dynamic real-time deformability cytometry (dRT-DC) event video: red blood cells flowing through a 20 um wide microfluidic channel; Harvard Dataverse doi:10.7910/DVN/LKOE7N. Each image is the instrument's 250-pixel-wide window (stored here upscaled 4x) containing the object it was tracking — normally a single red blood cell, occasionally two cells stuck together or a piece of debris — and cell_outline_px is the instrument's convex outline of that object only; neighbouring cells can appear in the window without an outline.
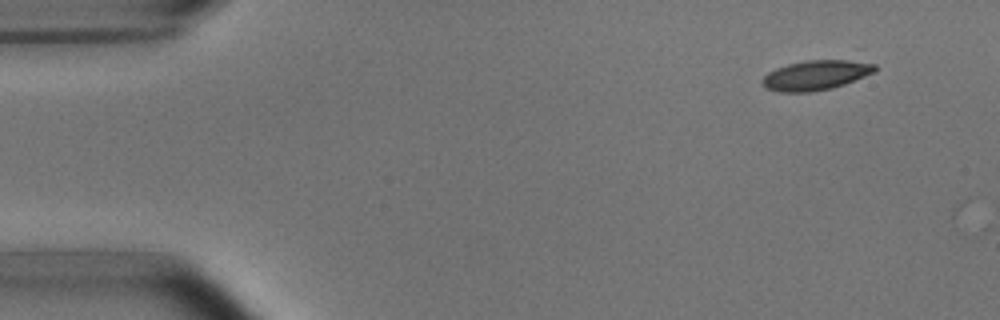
{"species": "common noctule bat (a hibernating species)", "species_latin": "Nyctalus noctula", "temperature_condition": "room temperature", "stored_images_in_passage": 4, "camera_frame_rate_fps": 3000, "um_per_image_px": 0.085, "animal": {"sex": "male", "body_mass_g": 15.6}, "frame": {"image": 1, "passage_image": 1, "time_ms": 0.0, "image_size_px": [1000, 320], "cell_outline_px": [[876, 72], [844, 84], [832, 88], [812, 92], [780, 92], [764, 88], [760, 84], [760, 80], [768, 72], [776, 68], [788, 64], [808, 60], [848, 60], [876, 64]], "centroid_in_image_um": [69.3, 6.4], "position_along_channel_um": 15.7, "area_um2": 19.65}}
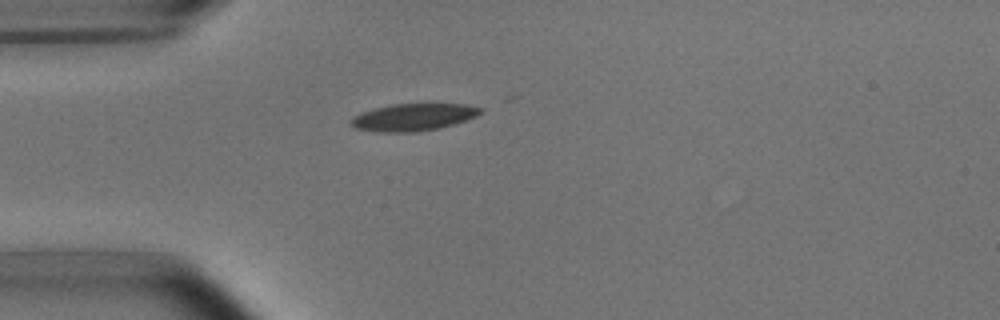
{"frame": {"image": 2, "passage_image": 4, "time_ms": 3.333, "image_size_px": [1000, 320], "cell_outline_px": [[484, 108], [476, 116], [440, 128], [416, 132], [376, 132], [356, 128], [352, 124], [352, 116], [360, 112], [392, 104], [464, 104]], "centroid_in_image_um": [35.11, 9.96], "position_along_channel_um": 49.9, "area_um2": 20.35}}